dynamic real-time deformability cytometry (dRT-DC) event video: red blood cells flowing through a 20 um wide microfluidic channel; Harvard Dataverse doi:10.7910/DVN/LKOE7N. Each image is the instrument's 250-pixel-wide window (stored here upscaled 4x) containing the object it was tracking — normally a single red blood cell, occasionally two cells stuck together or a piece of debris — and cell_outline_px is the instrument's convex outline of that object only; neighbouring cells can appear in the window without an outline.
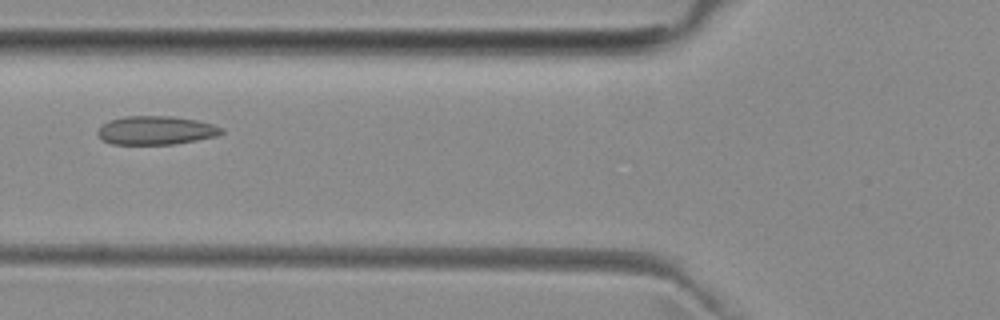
{"species": "common noctule bat (a hibernating species)", "species_latin": "Nyctalus noctula", "temperature_condition": "room temperature", "stored_images_in_passage": 4, "camera_frame_rate_fps": 3000, "um_per_image_px": 0.085, "animal": {"sex": "female", "body_mass_g": 29.2, "forearm_length_mm": 56.3}, "frame": {"image": 1, "passage_image": 2, "time_ms": 1.333, "image_size_px": [1000, 320], "cell_outline_px": [[224, 132], [216, 136], [196, 140], [172, 144], [112, 144], [100, 140], [96, 132], [108, 120], [124, 116], [172, 116], [196, 120], [212, 124], [224, 128]], "centroid_in_image_um": [13.23, 11.08], "position_along_channel_um": 112.6, "area_um2": 20.69}}
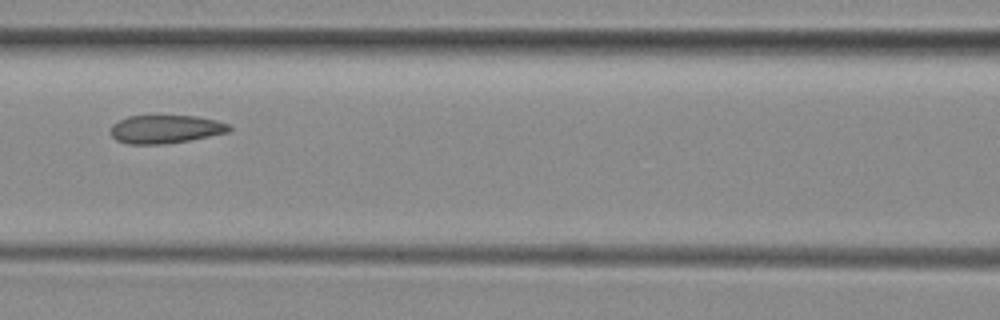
{"frame": {"image": 2, "passage_image": 3, "time_ms": 2.333, "image_size_px": [1000, 320], "cell_outline_px": [[232, 128], [228, 132], [192, 140], [164, 144], [128, 144], [116, 140], [112, 136], [112, 124], [128, 116], [196, 116], [216, 120], [228, 124]], "centroid_in_image_um": [14.08, 10.98], "position_along_channel_um": 152.5, "area_um2": 19.48}}
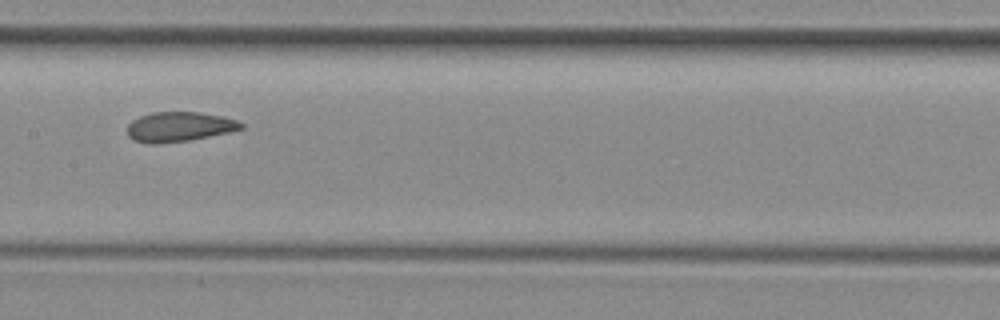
{"frame": {"image": 3, "passage_image": 4, "time_ms": 3.333, "image_size_px": [1000, 320], "cell_outline_px": [[244, 128], [228, 132], [188, 140], [156, 144], [152, 144], [136, 140], [128, 136], [128, 124], [132, 120], [140, 116], [152, 112], [200, 112], [224, 116], [236, 120], [244, 124]], "centroid_in_image_um": [15.24, 10.76], "position_along_channel_um": 192.2, "area_um2": 19.59}}